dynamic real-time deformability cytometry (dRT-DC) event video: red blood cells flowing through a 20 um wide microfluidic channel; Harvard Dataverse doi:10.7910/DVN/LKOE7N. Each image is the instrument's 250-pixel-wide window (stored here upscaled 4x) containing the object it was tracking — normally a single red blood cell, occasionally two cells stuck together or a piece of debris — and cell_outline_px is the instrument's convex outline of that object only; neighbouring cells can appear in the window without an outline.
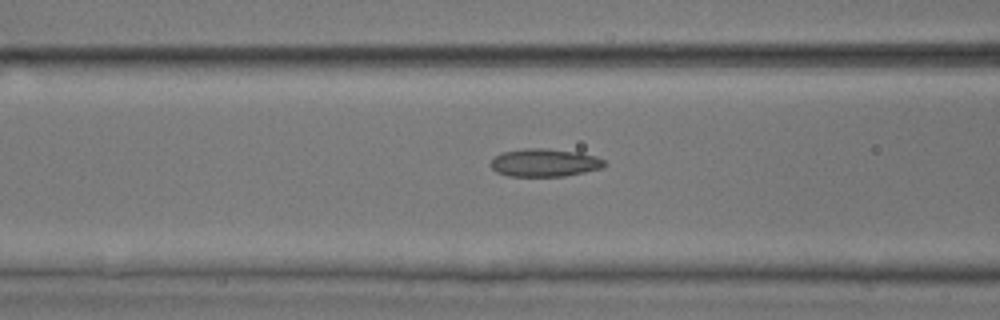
{"species": "common noctule bat (a hibernating species)", "species_latin": "Nyctalus noctula", "temperature_condition": "room temperature", "stored_images_in_passage": 13, "camera_frame_rate_fps": 3000, "um_per_image_px": 0.085, "animal": {"sex": "male", "body_mass_g": 17.9, "forearm_length_mm": 54.2}, "frame": {"image": 1, "passage_image": 11, "time_ms": 3.333, "image_size_px": [1000, 320], "cell_outline_px": [[608, 164], [604, 168], [564, 176], [508, 176], [496, 172], [492, 168], [492, 160], [500, 152], [524, 148], [548, 148], [580, 152], [596, 156], [604, 160]], "centroid_in_image_um": [46.33, 13.82], "position_along_channel_um": 120.3, "area_um2": 18.73}}